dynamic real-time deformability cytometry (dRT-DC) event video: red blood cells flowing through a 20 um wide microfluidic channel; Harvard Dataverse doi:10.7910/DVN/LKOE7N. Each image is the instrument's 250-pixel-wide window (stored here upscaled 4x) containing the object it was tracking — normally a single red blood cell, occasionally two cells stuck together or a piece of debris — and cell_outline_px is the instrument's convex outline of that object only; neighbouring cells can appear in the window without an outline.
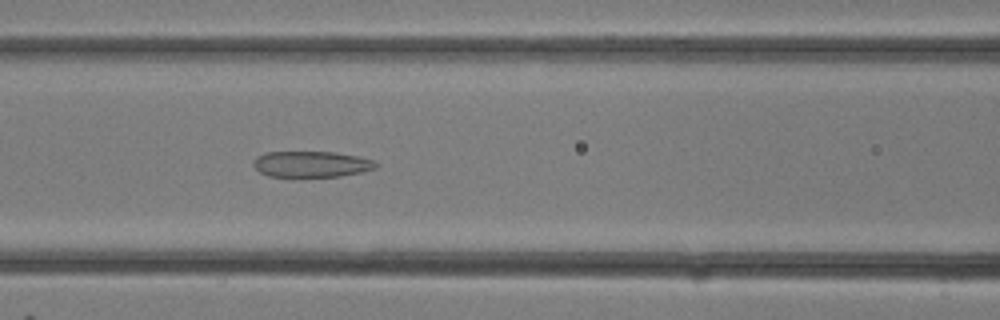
{"species": "common noctule bat (a hibernating species)", "species_latin": "Nyctalus noctula", "temperature_condition": "room temperature", "stored_images_in_passage": 14, "camera_frame_rate_fps": 3000, "um_per_image_px": 0.085, "animal": {"sex": "female"}, "frame": {"image": 1, "passage_image": 14, "time_ms": 4.333, "image_size_px": [1000, 320], "cell_outline_px": [[380, 164], [376, 168], [360, 172], [340, 176], [268, 176], [260, 172], [252, 164], [256, 156], [264, 152], [336, 152], [360, 156], [372, 160]], "centroid_in_image_um": [26.48, 13.94], "position_along_channel_um": 140.1, "area_um2": 18.55}}